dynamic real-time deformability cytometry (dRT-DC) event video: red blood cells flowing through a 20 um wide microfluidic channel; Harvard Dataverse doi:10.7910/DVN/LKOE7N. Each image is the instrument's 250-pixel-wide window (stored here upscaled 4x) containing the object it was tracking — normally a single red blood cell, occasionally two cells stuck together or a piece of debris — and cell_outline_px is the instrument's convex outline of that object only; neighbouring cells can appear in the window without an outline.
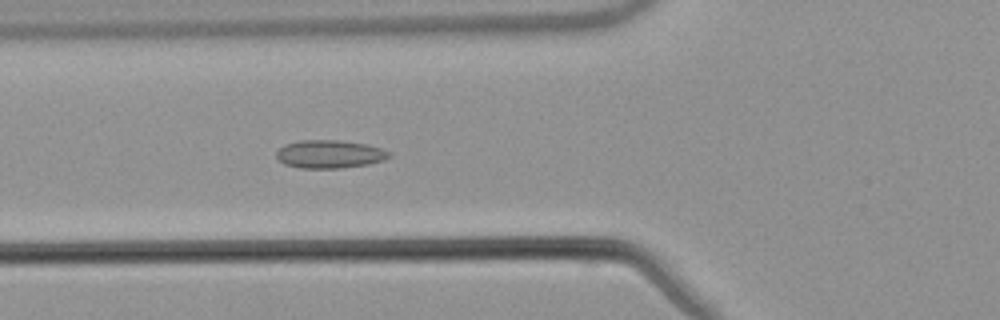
{"species": "common noctule bat (a hibernating species)", "species_latin": "Nyctalus noctula", "temperature_condition": "warm", "stored_images_in_passage": 55, "camera_frame_rate_fps": 3000, "um_per_image_px": 0.085, "animal": {"sex": "male", "body_mass_g": 21.5, "forearm_length_mm": 52.0}, "frame": {"image": 1, "passage_image": 21, "time_ms": 6.667, "image_size_px": [1000, 320], "cell_outline_px": [[392, 156], [384, 160], [368, 164], [340, 168], [300, 168], [284, 164], [276, 156], [276, 152], [284, 144], [300, 140], [340, 140], [368, 144], [392, 152]], "centroid_in_image_um": [28.04, 13.09], "position_along_channel_um": 97.8, "area_um2": 18.61}}
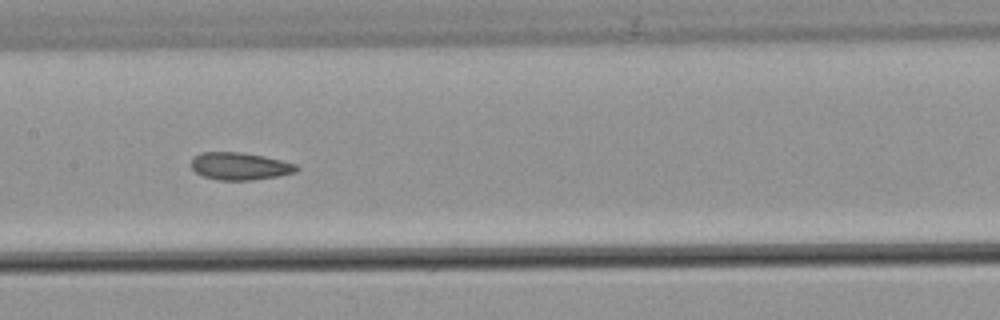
{"frame": {"image": 2, "passage_image": 28, "time_ms": 9.0, "image_size_px": [1000, 320], "cell_outline_px": [[300, 168], [296, 172], [276, 176], [252, 180], [220, 180], [204, 176], [196, 172], [192, 168], [192, 156], [200, 152], [240, 152], [264, 156], [296, 164]], "centroid_in_image_um": [20.38, 14.11], "position_along_channel_um": 187.0, "area_um2": 16.76}}
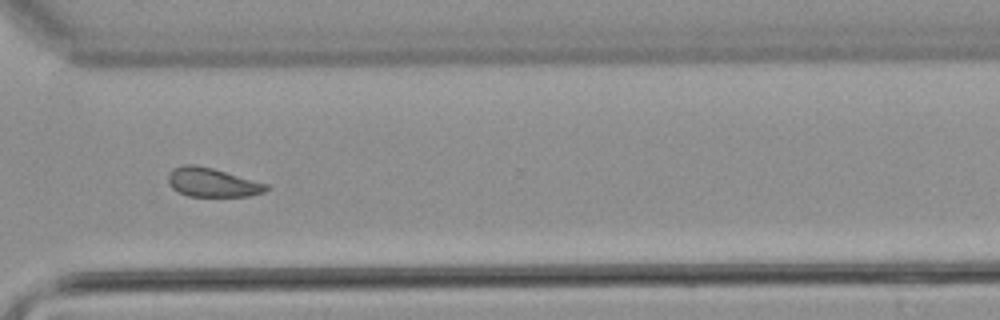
{"frame": {"image": 3, "passage_image": 41, "time_ms": 13.333, "image_size_px": [1000, 320], "cell_outline_px": [[268, 188], [264, 192], [248, 196], [188, 196], [172, 188], [168, 184], [168, 172], [172, 168], [184, 164], [196, 164], [212, 168], [268, 184]], "centroid_in_image_um": [18.0, 15.49], "position_along_channel_um": 352.6, "area_um2": 16.53}, "authors_computed_cell_mechanics": {"area_um2": 17.8024, "velocity_mm_per_s": 3.8195, "shape_relaxation_time_tau1_ms": null, "shape_relaxation_time_tau2_ms": 2.5196, "deformation_change_tau1": null, "deformation_change_tau2": 0.0825}}